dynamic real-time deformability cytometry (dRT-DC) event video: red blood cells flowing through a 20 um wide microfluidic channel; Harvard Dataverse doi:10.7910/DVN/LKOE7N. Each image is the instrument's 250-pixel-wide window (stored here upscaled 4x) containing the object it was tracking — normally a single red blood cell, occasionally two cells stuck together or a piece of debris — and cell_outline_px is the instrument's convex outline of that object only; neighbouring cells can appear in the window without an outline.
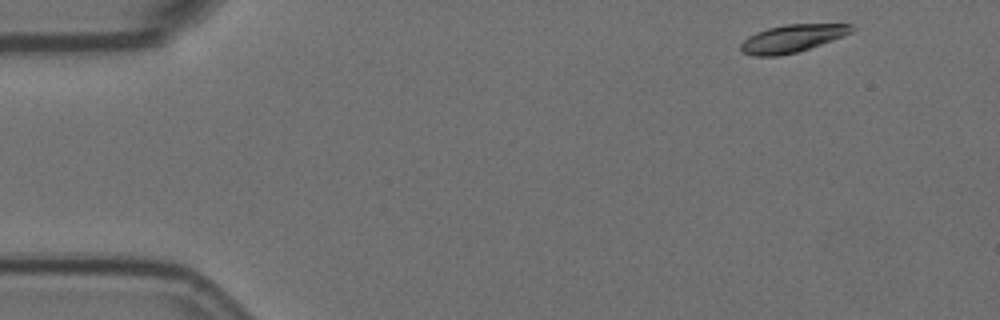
{"species": "Egyptian fruit bat (a non-hibernating species)", "species_latin": "Rousettus aegyptiacus", "temperature_condition": "room temperature", "stored_images_in_passage": 4, "camera_frame_rate_fps": 3000, "um_per_image_px": 0.085, "animal": {"sex": "female"}, "frame": {"image": 1, "passage_image": 1, "time_ms": 0.0, "image_size_px": [1000, 320], "cell_outline_px": [[856, 28], [852, 32], [844, 36], [796, 52], [780, 56], [752, 56], [740, 52], [740, 44], [748, 36], [756, 32], [768, 28], [784, 24], [852, 24]], "centroid_in_image_um": [67.31, 3.27], "position_along_channel_um": 17.7, "area_um2": 17.92}}
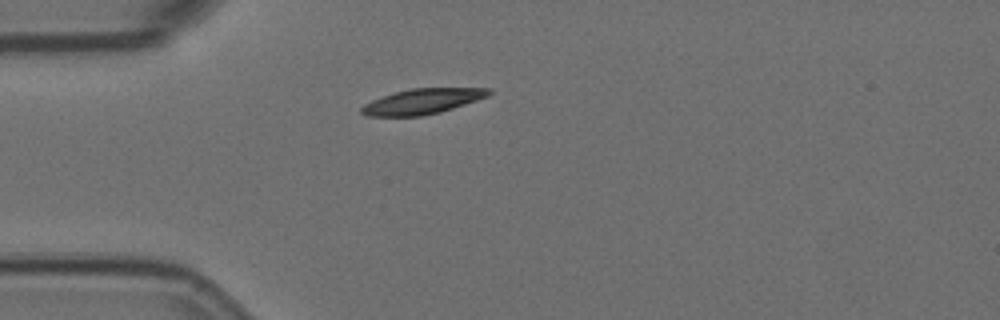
{"frame": {"image": 2, "passage_image": 4, "time_ms": 1.0, "image_size_px": [1000, 320], "cell_outline_px": [[492, 92], [488, 96], [440, 112], [420, 116], [364, 116], [360, 112], [360, 108], [364, 104], [372, 100], [396, 92], [412, 88], [492, 88]], "centroid_in_image_um": [35.88, 8.62], "position_along_channel_um": 49.1, "area_um2": 18.61}}